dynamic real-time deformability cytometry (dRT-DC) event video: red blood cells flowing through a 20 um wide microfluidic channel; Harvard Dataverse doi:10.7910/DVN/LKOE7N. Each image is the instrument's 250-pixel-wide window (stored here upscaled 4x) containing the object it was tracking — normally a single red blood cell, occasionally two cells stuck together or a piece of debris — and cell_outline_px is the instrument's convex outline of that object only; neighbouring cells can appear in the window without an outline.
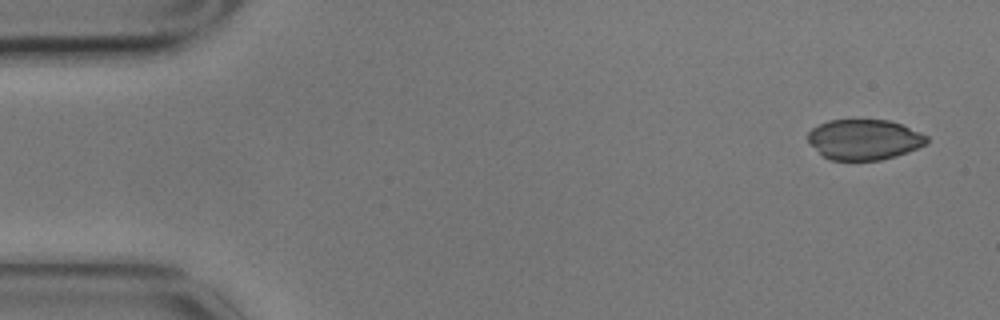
{"species": "common noctule bat (a hibernating species)", "species_latin": "Nyctalus noctula", "temperature_condition": "cold", "stored_images_in_passage": 4, "camera_frame_rate_fps": 3000, "um_per_image_px": 0.085, "animal": {"sex": "male", "body_mass_g": 17.9}, "frame": {"image": 1, "passage_image": 1, "time_ms": 0.0, "image_size_px": [1000, 320], "cell_outline_px": [[928, 144], [908, 152], [896, 156], [880, 160], [832, 160], [824, 156], [808, 140], [808, 132], [812, 128], [828, 120], [888, 120], [900, 124], [920, 132], [928, 136]], "centroid_in_image_um": [73.5, 11.86], "position_along_channel_um": 11.5, "area_um2": 27.8}}